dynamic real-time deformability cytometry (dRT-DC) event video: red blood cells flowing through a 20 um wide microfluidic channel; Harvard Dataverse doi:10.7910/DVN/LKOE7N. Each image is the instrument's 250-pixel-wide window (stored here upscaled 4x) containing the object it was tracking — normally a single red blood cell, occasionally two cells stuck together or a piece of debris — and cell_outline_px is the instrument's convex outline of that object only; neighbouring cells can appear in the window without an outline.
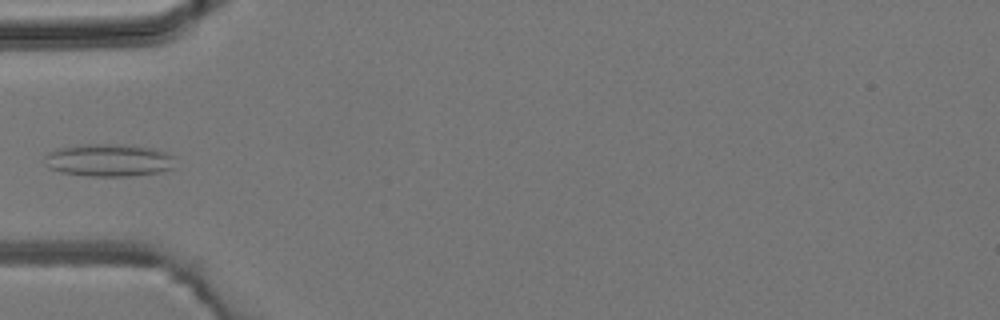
{"species": "common noctule bat (a hibernating species)", "species_latin": "Nyctalus noctula", "temperature_condition": "room temperature", "stored_images_in_passage": 4, "camera_frame_rate_fps": 3000, "um_per_image_px": 0.085, "animal": {"sex": "male", "body_mass_g": 19.2, "forearm_length_mm": 51.8}, "frame": {"image": 1, "passage_image": 3, "time_ms": 3.333, "image_size_px": [1000, 320], "cell_outline_px": [[172, 168], [160, 172], [128, 176], [88, 176], [60, 172], [48, 168], [44, 164], [44, 156], [48, 152], [56, 148], [76, 144], [128, 144], [152, 148], [164, 152], [172, 156]], "centroid_in_image_um": [9.14, 13.6], "position_along_channel_um": 75.9, "area_um2": 25.03}}